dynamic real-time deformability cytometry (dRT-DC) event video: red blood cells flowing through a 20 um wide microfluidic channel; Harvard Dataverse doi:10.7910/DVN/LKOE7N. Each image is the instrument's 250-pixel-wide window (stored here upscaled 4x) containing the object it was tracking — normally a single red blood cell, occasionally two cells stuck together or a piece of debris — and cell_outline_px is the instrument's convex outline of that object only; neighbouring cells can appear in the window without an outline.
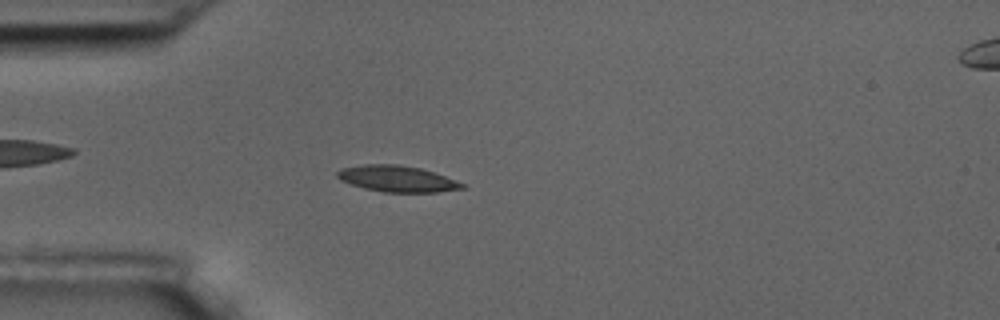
{"species": "common noctule bat (a hibernating species)", "species_latin": "Nyctalus noctula", "temperature_condition": "room temperature", "stored_images_in_passage": 50, "camera_frame_rate_fps": 3000, "um_per_image_px": 0.085, "animal": {"sex": "male", "body_mass_g": 17.5, "forearm_length_mm": 52.3}, "frame": {"image": 1, "passage_image": 9, "time_ms": 2.667, "image_size_px": [1000, 320], "cell_outline_px": [[468, 188], [436, 192], [384, 192], [364, 188], [340, 180], [336, 176], [336, 172], [340, 168], [364, 164], [396, 164], [420, 168], [444, 176], [464, 184]], "centroid_in_image_um": [33.72, 15.19], "position_along_channel_um": 51.3, "area_um2": 18.96}}
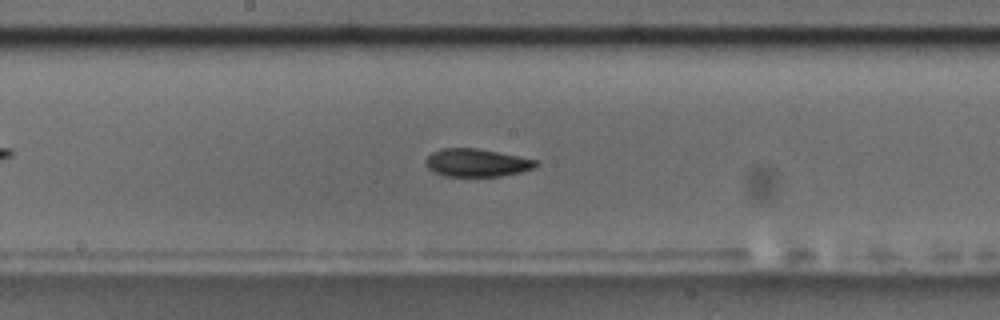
{"frame": {"image": 2, "passage_image": 23, "time_ms": 7.333, "image_size_px": [1000, 320], "cell_outline_px": [[540, 164], [536, 168], [520, 172], [500, 176], [444, 176], [432, 172], [424, 164], [424, 160], [432, 152], [440, 148], [476, 148], [536, 160]], "centroid_in_image_um": [40.47, 13.84], "position_along_channel_um": 207.7, "area_um2": 17.98}}
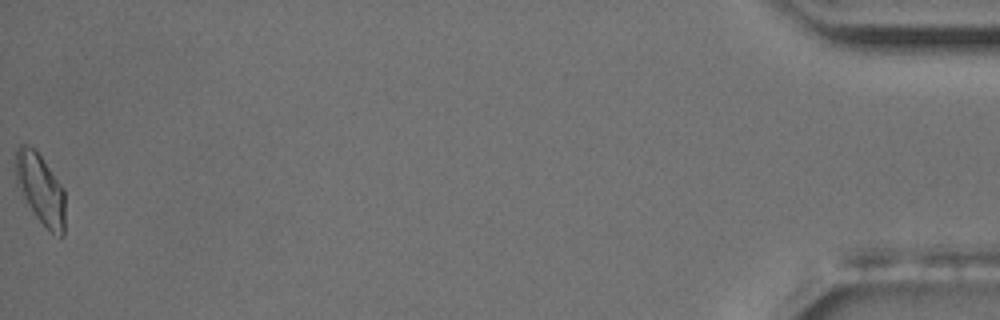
{"frame": {"image": 3, "passage_image": 50, "time_ms": 16.333, "image_size_px": [1000, 320], "cell_outline_px": [[64, 236], [60, 236], [52, 232], [32, 212], [16, 184], [16, 148], [20, 144], [28, 144], [36, 148], [64, 188]], "centroid_in_image_um": [3.43, 15.99], "position_along_channel_um": 431.8, "area_um2": 20.35}, "authors_computed_cell_mechanics": {"area_um2": 18.0914, "velocity_mm_per_s": 3.5771, "shape_relaxation_time_tau1_ms": 6.016, "shape_relaxation_time_tau2_ms": 3.0656, "deformation_change_tau1": 0.1645, "deformation_change_tau2": 0.0761}}